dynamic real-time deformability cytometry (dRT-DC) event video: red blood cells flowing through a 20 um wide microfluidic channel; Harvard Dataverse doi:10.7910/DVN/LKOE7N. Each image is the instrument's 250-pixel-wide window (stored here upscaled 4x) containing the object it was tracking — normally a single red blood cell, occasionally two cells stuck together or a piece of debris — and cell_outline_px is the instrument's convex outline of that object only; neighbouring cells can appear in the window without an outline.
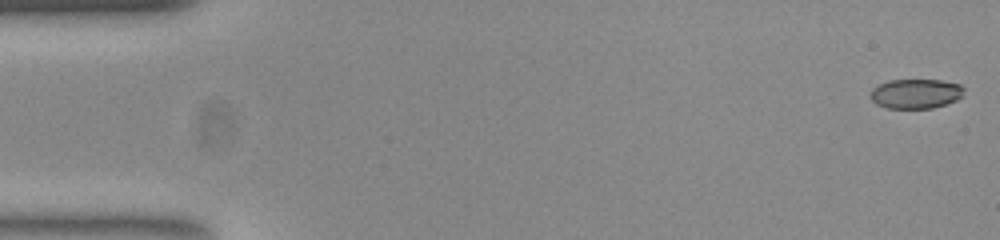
{"species": "common noctule bat (a hibernating species)", "species_latin": "Nyctalus noctula", "temperature_condition": "room temperature", "stored_images_in_passage": 53, "camera_frame_rate_fps": 3000, "um_per_image_px": 0.085, "animal": {"sex": "female", "body_mass_g": 23.0, "forearm_length_mm": 53.4}, "frame": {"image": 1, "passage_image": 1, "time_ms": 0.0, "image_size_px": [1000, 240], "cell_outline_px": [[964, 96], [956, 100], [932, 108], [888, 108], [876, 104], [872, 100], [872, 88], [888, 80], [940, 80], [960, 84], [964, 88]], "centroid_in_image_um": [77.87, 7.96], "position_along_channel_um": 7.1, "area_um2": 16.07}}
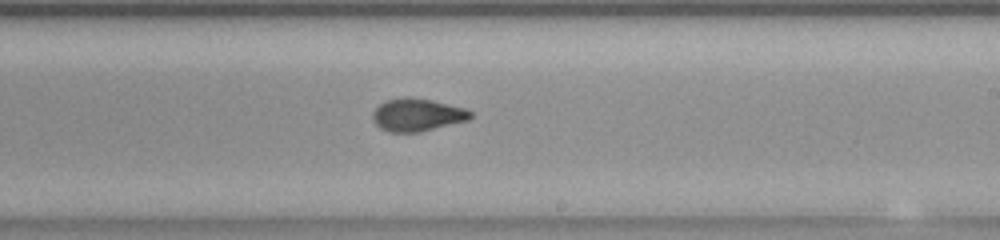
{"frame": {"image": 2, "passage_image": 31, "time_ms": 10.0, "image_size_px": [1000, 240], "cell_outline_px": [[472, 116], [468, 120], [420, 132], [388, 132], [380, 128], [372, 120], [372, 112], [384, 100], [408, 96], [412, 96], [432, 100], [468, 108], [472, 112]], "centroid_in_image_um": [35.46, 9.75], "position_along_channel_um": 253.5, "area_um2": 18.96}}
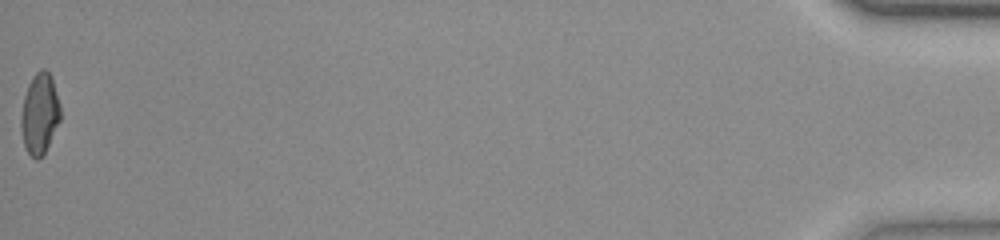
{"frame": {"image": 3, "passage_image": 53, "time_ms": 17.333, "image_size_px": [1000, 240], "cell_outline_px": [[60, 120], [44, 152], [36, 160], [28, 152], [24, 144], [20, 124], [20, 120], [24, 96], [28, 84], [32, 76], [40, 68], [44, 68], [52, 76], [60, 104]], "centroid_in_image_um": [3.37, 9.6], "position_along_channel_um": 431.8, "area_um2": 18.38}, "authors_computed_cell_mechanics": {"area_um2": 18.207, "velocity_mm_per_s": 3.8677, "shape_relaxation_time_tau1_ms": 7.4549, "shape_relaxation_time_tau2_ms": 1.043, "deformation_change_tau1": 0.2038, "deformation_change_tau2": 0.0514}}